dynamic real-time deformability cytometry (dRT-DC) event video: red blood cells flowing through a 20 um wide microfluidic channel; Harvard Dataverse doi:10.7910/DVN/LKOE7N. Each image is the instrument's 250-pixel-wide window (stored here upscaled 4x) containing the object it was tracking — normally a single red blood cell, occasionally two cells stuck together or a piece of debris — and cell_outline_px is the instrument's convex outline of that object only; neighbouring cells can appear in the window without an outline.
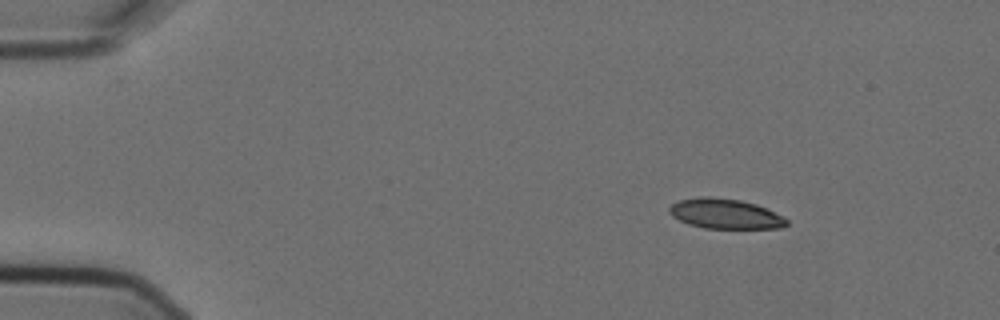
{"species": "Egyptian fruit bat (a non-hibernating species)", "species_latin": "Rousettus aegyptiacus", "temperature_condition": "cold", "stored_images_in_passage": 6, "camera_frame_rate_fps": 3000, "um_per_image_px": 0.085, "animal": {"sex": "female"}, "frame": {"image": 1, "passage_image": 1, "time_ms": 0.0, "image_size_px": [1000, 320], "cell_outline_px": [[788, 224], [784, 228], [704, 228], [688, 224], [672, 216], [668, 212], [668, 208], [672, 204], [680, 200], [696, 196], [712, 196], [740, 200], [756, 204], [784, 216], [788, 220]], "centroid_in_image_um": [61.64, 18.16], "position_along_channel_um": 23.4, "area_um2": 20.69}}
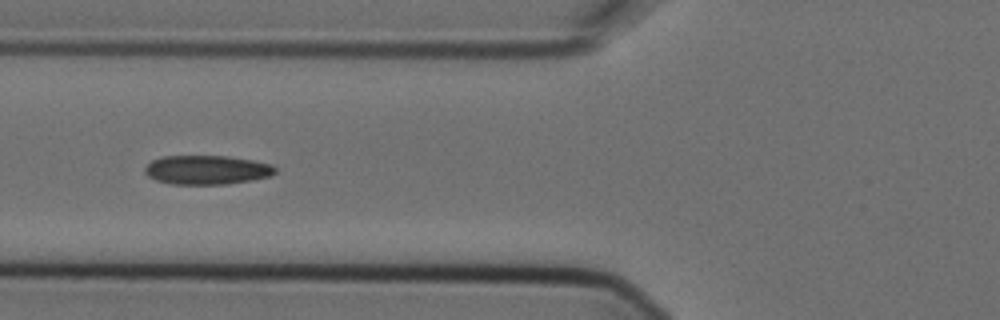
{"frame": {"image": 2, "passage_image": 5, "time_ms": 1.333, "image_size_px": [1000, 320], "cell_outline_px": [[276, 172], [272, 176], [252, 180], [224, 184], [172, 184], [156, 180], [148, 176], [144, 172], [144, 168], [152, 160], [160, 156], [228, 156], [252, 160], [272, 164], [276, 168]], "centroid_in_image_um": [17.59, 14.43], "position_along_channel_um": 108.2, "area_um2": 22.2}}
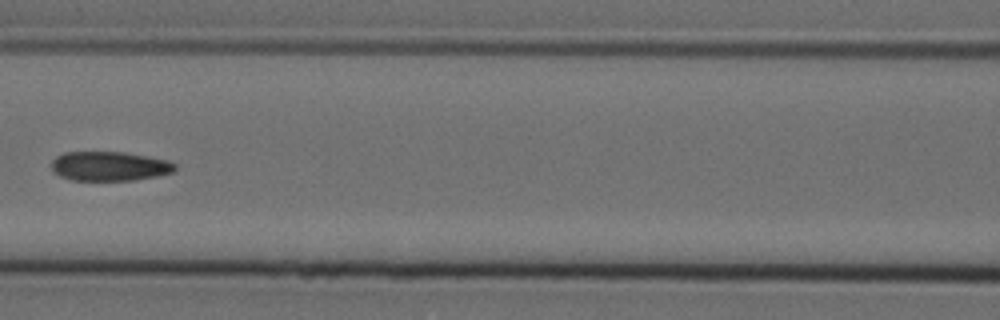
{"frame": {"image": 3, "passage_image": 6, "time_ms": 1.667, "image_size_px": [1000, 320], "cell_outline_px": [[176, 168], [172, 172], [156, 176], [132, 180], [72, 180], [60, 176], [52, 168], [52, 160], [56, 156], [64, 152], [124, 152], [168, 160], [176, 164]], "centroid_in_image_um": [9.3, 14.12], "position_along_channel_um": 157.3, "area_um2": 20.98}}